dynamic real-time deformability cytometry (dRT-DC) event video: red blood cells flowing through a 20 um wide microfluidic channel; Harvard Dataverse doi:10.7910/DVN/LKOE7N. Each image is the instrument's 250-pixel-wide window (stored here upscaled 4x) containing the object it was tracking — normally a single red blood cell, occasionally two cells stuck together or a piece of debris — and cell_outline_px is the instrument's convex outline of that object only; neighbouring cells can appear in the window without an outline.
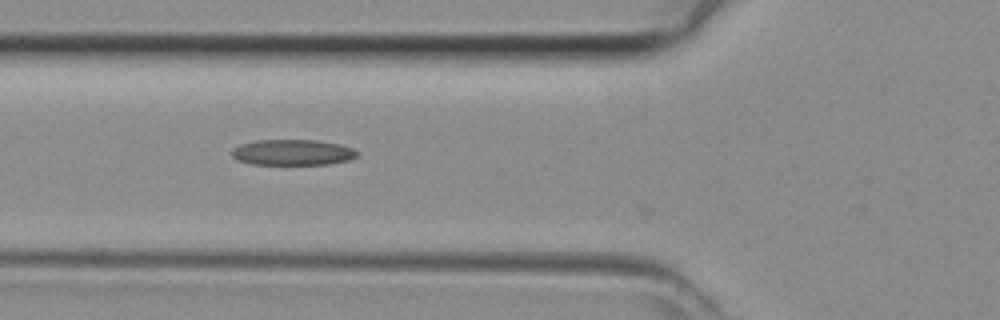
{"species": "common noctule bat (a hibernating species)", "species_latin": "Nyctalus noctula", "temperature_condition": "room temperature", "stored_images_in_passage": 27, "camera_frame_rate_fps": 3000, "um_per_image_px": 0.085, "animal": {"sex": "female", "body_mass_g": 29.2, "forearm_length_mm": 56.3}, "frame": {"image": 1, "passage_image": 2, "time_ms": 0.333, "image_size_px": [1000, 320], "cell_outline_px": [[360, 152], [352, 160], [328, 164], [252, 164], [236, 160], [232, 156], [232, 148], [240, 144], [256, 140], [316, 140], [340, 144], [352, 148]], "centroid_in_image_um": [24.88, 12.95], "position_along_channel_um": 100.9, "area_um2": 18.96}}
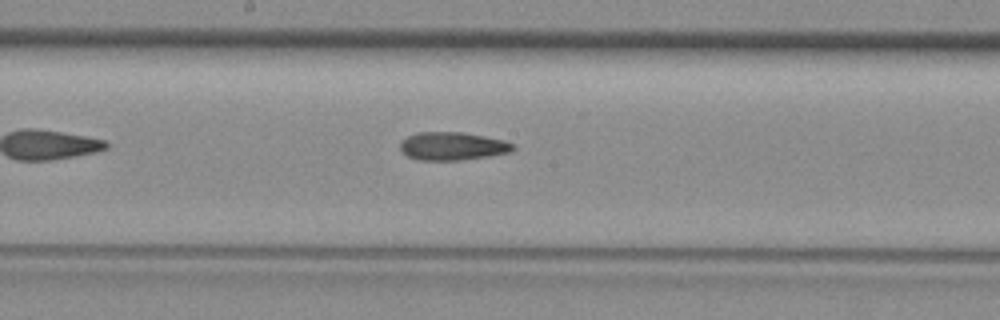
{"frame": {"image": 2, "passage_image": 9, "time_ms": 2.667, "image_size_px": [1000, 320], "cell_outline_px": [[516, 148], [512, 152], [488, 156], [460, 160], [420, 160], [408, 156], [400, 148], [400, 140], [416, 132], [464, 132], [504, 140], [512, 144]], "centroid_in_image_um": [38.46, 12.41], "position_along_channel_um": 209.7, "area_um2": 18.5}}
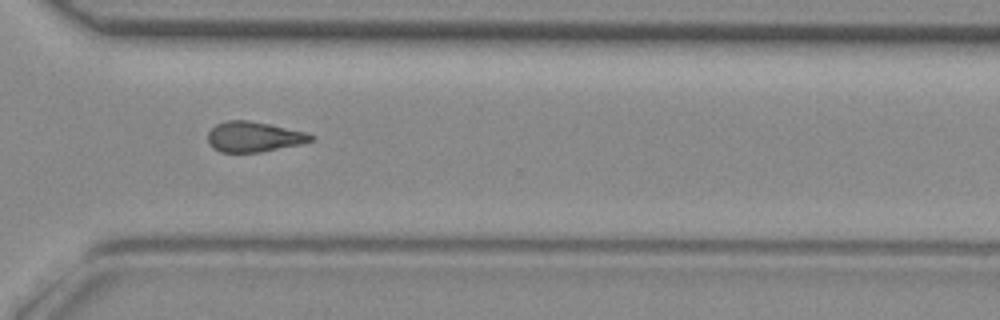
{"frame": {"image": 3, "passage_image": 18, "time_ms": 5.667, "image_size_px": [1000, 320], "cell_outline_px": [[316, 136], [312, 140], [300, 144], [260, 152], [220, 152], [212, 148], [208, 144], [208, 132], [216, 124], [228, 120], [248, 120], [308, 132]], "centroid_in_image_um": [21.56, 11.63], "position_along_channel_um": 349.0, "area_um2": 18.21}}